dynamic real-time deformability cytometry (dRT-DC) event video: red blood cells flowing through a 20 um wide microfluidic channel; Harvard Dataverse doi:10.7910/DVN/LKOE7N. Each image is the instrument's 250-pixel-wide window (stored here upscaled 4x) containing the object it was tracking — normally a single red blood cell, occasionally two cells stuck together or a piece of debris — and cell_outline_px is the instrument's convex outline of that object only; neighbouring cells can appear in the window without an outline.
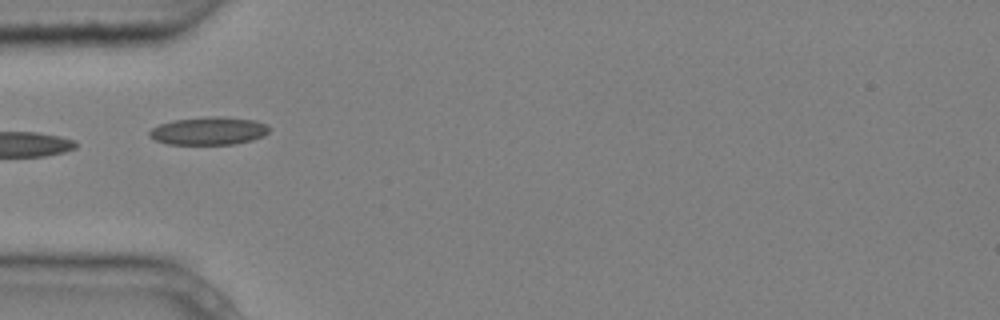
{"species": "common noctule bat (a hibernating species)", "species_latin": "Nyctalus noctula", "temperature_condition": "cold", "stored_images_in_passage": 3, "camera_frame_rate_fps": 3000, "um_per_image_px": 0.085, "animal": {"sex": "male", "body_mass_g": 20.4}, "frame": {"image": 1, "passage_image": 1, "time_ms": 0.0, "image_size_px": [1000, 320], "cell_outline_px": [[272, 128], [264, 136], [252, 140], [232, 144], [168, 144], [156, 140], [148, 136], [148, 132], [152, 128], [160, 124], [172, 120], [212, 116], [220, 116], [256, 120], [268, 124]], "centroid_in_image_um": [17.78, 11.12], "position_along_channel_um": 67.2, "area_um2": 19.65}}
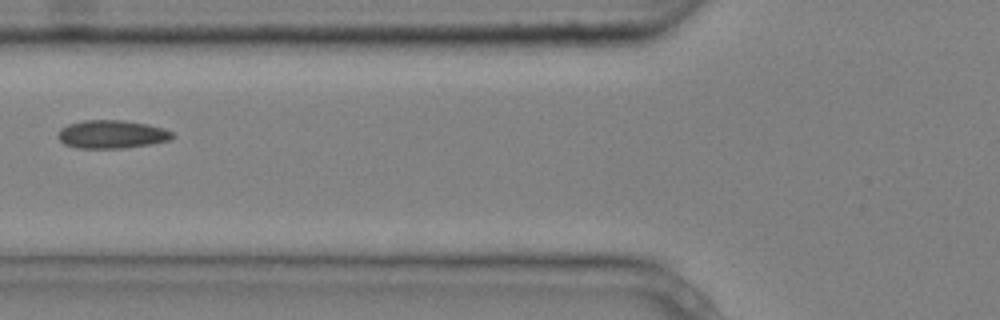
{"frame": {"image": 2, "passage_image": 2, "time_ms": 0.333, "image_size_px": [1000, 320], "cell_outline_px": [[176, 136], [168, 140], [148, 144], [124, 148], [76, 148], [64, 144], [56, 136], [60, 128], [68, 124], [84, 120], [124, 120], [148, 124], [164, 128], [172, 132]], "centroid_in_image_um": [9.47, 11.41], "position_along_channel_um": 116.3, "area_um2": 18.9}}